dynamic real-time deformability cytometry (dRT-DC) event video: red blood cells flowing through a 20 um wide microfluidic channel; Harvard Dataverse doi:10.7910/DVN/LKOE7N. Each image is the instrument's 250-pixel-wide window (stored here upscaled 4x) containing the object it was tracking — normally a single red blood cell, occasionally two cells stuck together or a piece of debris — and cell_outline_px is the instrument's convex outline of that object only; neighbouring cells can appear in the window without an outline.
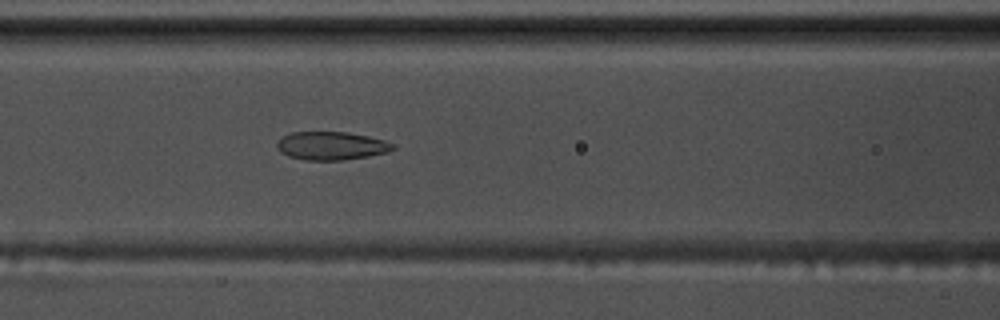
{"species": "common noctule bat (a hibernating species)", "species_latin": "Nyctalus noctula", "temperature_condition": "warm", "stored_images_in_passage": 58, "camera_frame_rate_fps": 3000, "um_per_image_px": 0.085, "animal": {"sex": "male", "body_mass_g": 17.5, "forearm_length_mm": 52.3}, "frame": {"image": 1, "passage_image": 25, "time_ms": 8.0, "image_size_px": [1000, 320], "cell_outline_px": [[396, 148], [388, 152], [368, 156], [344, 160], [304, 160], [288, 156], [280, 152], [276, 148], [276, 144], [284, 136], [292, 132], [348, 132], [368, 136], [384, 140], [396, 144]], "centroid_in_image_um": [28.19, 12.39], "position_along_channel_um": 138.4, "area_um2": 19.19}}
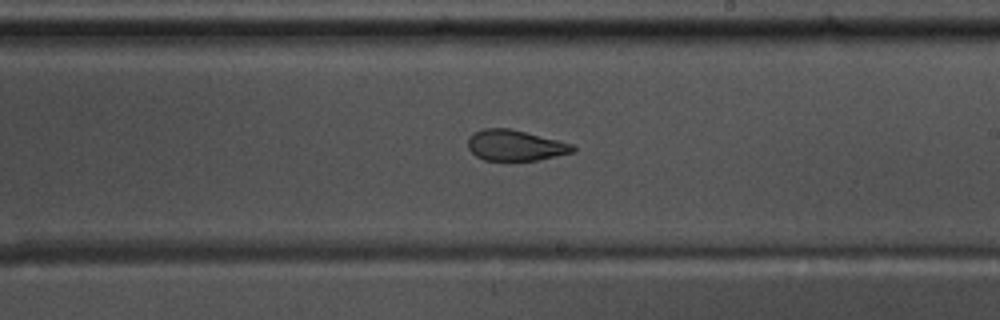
{"frame": {"image": 2, "passage_image": 34, "time_ms": 11.0, "image_size_px": [1000, 320], "cell_outline_px": [[576, 152], [536, 160], [484, 160], [476, 156], [468, 148], [468, 140], [472, 132], [484, 128], [508, 128], [572, 144], [576, 148]], "centroid_in_image_um": [43.77, 12.36], "position_along_channel_um": 245.2, "area_um2": 18.61}}
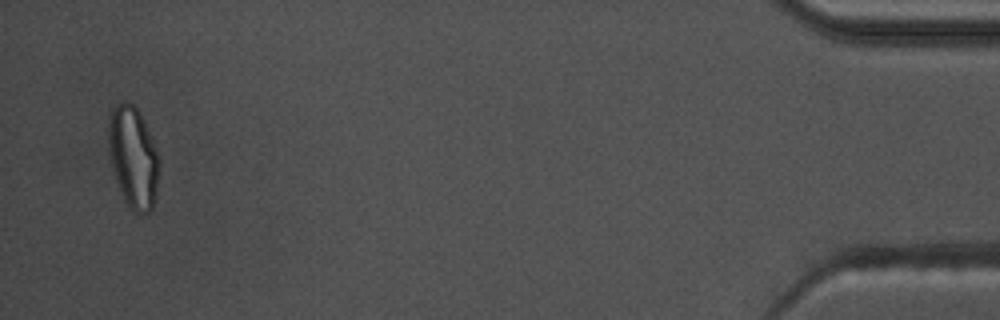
{"frame": {"image": 3, "passage_image": 56, "time_ms": 18.333, "image_size_px": [1000, 320], "cell_outline_px": [[156, 192], [152, 208], [144, 216], [140, 216], [132, 212], [116, 180], [112, 168], [108, 152], [108, 124], [112, 108], [116, 104], [124, 100], [132, 104], [140, 112], [144, 120], [156, 148]], "centroid_in_image_um": [11.28, 13.34], "position_along_channel_um": 423.9, "area_um2": 29.54}, "authors_computed_cell_mechanics": {"area_um2": 21.8773, "velocity_mm_per_s": 3.5767, "shape_relaxation_time_tau1_ms": null, "shape_relaxation_time_tau2_ms": 1.669, "deformation_change_tau1": null, "deformation_change_tau2": 0.0807}}